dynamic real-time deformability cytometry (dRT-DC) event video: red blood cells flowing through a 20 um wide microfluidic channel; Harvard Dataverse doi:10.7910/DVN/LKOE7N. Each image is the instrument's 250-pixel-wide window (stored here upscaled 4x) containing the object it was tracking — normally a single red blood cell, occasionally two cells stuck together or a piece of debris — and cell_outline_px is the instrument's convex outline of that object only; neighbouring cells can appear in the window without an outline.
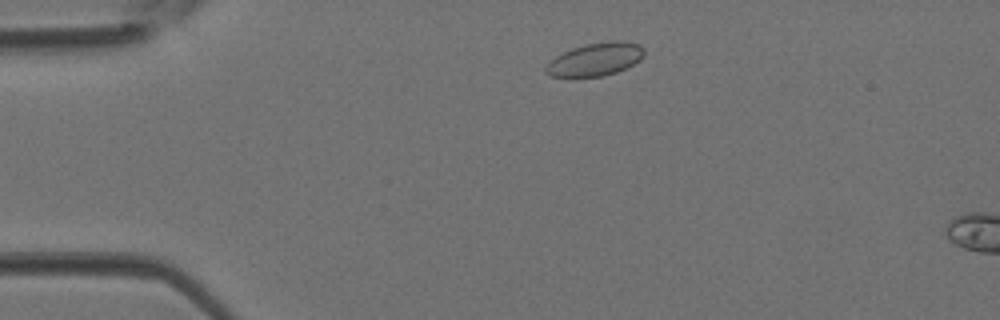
{"species": "Egyptian fruit bat (a non-hibernating species)", "species_latin": "Rousettus aegyptiacus", "temperature_condition": "room temperature", "stored_images_in_passage": 2, "camera_frame_rate_fps": 3000, "um_per_image_px": 0.085, "animal": {"sex": "female"}, "frame": {"image": 1, "passage_image": 1, "time_ms": 0.0, "image_size_px": [1000, 320], "cell_outline_px": [[644, 56], [640, 60], [616, 72], [604, 76], [576, 80], [568, 80], [552, 76], [544, 72], [544, 68], [556, 56], [572, 48], [584, 44], [608, 40], [624, 40], [640, 44], [644, 48]], "centroid_in_image_um": [50.57, 5.08], "position_along_channel_um": 34.4, "area_um2": 19.77}}